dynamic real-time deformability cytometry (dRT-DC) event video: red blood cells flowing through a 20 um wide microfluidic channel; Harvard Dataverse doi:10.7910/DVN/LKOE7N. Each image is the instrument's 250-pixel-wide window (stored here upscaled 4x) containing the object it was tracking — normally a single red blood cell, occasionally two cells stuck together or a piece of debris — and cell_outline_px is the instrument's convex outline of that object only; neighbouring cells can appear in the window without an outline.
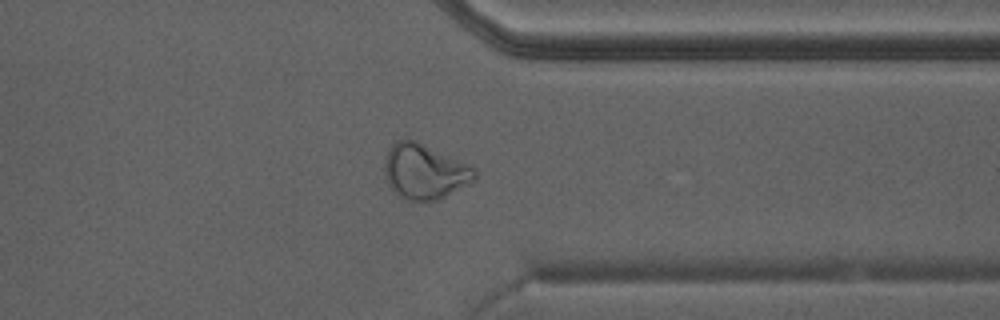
{"species": "Egyptian fruit bat (a non-hibernating species)", "species_latin": "Rousettus aegyptiacus", "temperature_condition": "warm", "stored_images_in_passage": 30, "camera_frame_rate_fps": 3000, "um_per_image_px": 0.085, "animal": {"sex": "male"}, "frame": {"image": 1, "passage_image": 22, "time_ms": 7.0, "image_size_px": [1000, 320], "cell_outline_px": [[476, 180], [440, 200], [404, 200], [388, 184], [384, 176], [384, 160], [388, 148], [392, 144], [400, 140], [416, 140], [472, 164], [476, 168]], "centroid_in_image_um": [36.13, 14.57], "position_along_channel_um": 375.3, "area_um2": 29.48}}